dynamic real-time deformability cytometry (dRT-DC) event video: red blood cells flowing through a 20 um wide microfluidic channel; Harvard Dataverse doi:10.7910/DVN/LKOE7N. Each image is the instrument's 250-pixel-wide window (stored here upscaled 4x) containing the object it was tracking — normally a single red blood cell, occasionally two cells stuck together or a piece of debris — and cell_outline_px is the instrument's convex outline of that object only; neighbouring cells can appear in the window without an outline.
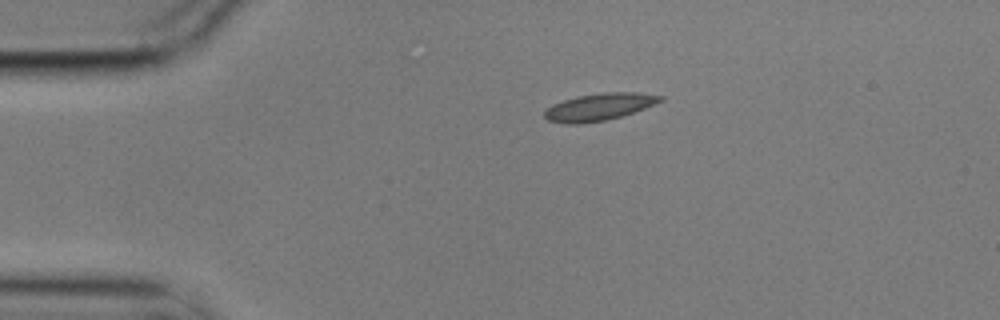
{"species": "common noctule bat (a hibernating species)", "species_latin": "Nyctalus noctula", "temperature_condition": "cold", "stored_images_in_passage": 2, "camera_frame_rate_fps": 3000, "um_per_image_px": 0.085, "animal": {"sex": "male", "body_mass_g": 17.9}, "frame": {"image": 1, "passage_image": 1, "time_ms": 0.0, "image_size_px": [1000, 320], "cell_outline_px": [[664, 100], [644, 108], [608, 120], [580, 124], [564, 124], [548, 120], [544, 116], [544, 112], [552, 104], [576, 96], [604, 92], [640, 92], [664, 96]], "centroid_in_image_um": [50.93, 9.08], "position_along_channel_um": 34.1, "area_um2": 18.38}}
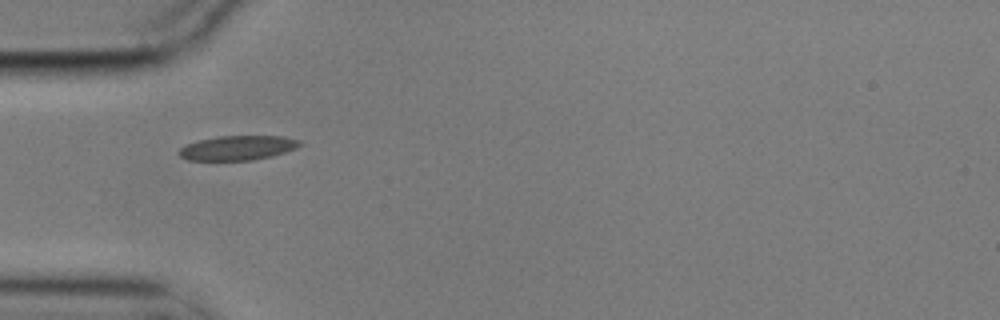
{"frame": {"image": 2, "passage_image": 2, "time_ms": 0.333, "image_size_px": [1000, 320], "cell_outline_px": [[300, 144], [296, 148], [272, 156], [252, 160], [188, 160], [180, 156], [176, 152], [184, 144], [216, 136], [284, 136], [300, 140]], "centroid_in_image_um": [20.16, 12.56], "position_along_channel_um": 64.8, "area_um2": 17.28}}